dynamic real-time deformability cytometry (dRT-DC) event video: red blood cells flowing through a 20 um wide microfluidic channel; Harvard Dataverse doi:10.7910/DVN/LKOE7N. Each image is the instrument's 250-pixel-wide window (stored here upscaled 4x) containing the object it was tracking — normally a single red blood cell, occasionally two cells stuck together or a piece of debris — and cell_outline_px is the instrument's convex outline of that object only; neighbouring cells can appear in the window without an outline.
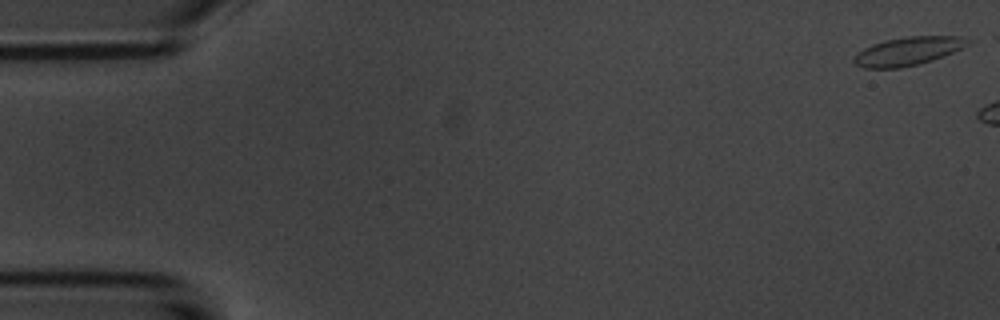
{"species": "common noctule bat (a hibernating species)", "species_latin": "Nyctalus noctula", "temperature_condition": "room temperature", "stored_images_in_passage": 7, "camera_frame_rate_fps": 3000, "um_per_image_px": 0.085, "animal": {"sex": "male", "body_mass_g": 20.1, "forearm_length_mm": 53.5}, "frame": {"image": 1, "passage_image": 1, "time_ms": 0.0, "image_size_px": [1000, 320], "cell_outline_px": [[972, 40], [968, 44], [952, 52], [932, 60], [900, 68], [864, 68], [856, 64], [852, 60], [856, 52], [872, 44], [884, 40], [908, 36], [960, 36]], "centroid_in_image_um": [77.13, 4.34], "position_along_channel_um": 7.9, "area_um2": 18.73}}